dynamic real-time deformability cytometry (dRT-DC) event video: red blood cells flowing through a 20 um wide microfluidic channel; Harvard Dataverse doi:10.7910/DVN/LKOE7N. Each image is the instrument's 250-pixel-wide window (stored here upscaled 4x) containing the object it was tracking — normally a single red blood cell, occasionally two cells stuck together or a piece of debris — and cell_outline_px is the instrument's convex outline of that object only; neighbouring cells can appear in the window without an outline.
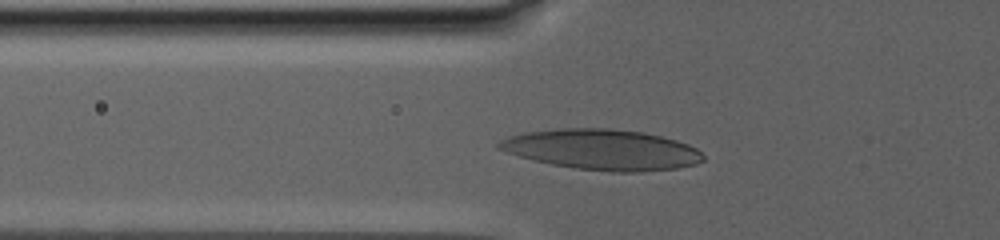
{"species": "human", "species_latin": "Homo sapiens", "temperature_condition": "warm", "stored_images_in_passage": 27, "camera_frame_rate_fps": 3000, "um_per_image_px": 0.085, "donor": {"sex": "male"}, "frame": {"image": 1, "passage_image": 2, "time_ms": 0.333, "image_size_px": [1000, 240], "cell_outline_px": [[704, 160], [696, 164], [676, 168], [640, 172], [612, 172], [576, 168], [552, 164], [532, 160], [496, 148], [496, 144], [500, 140], [508, 136], [524, 132], [556, 128], [608, 128], [644, 132], [676, 140], [688, 144], [696, 148], [704, 156]], "centroid_in_image_um": [51.16, 12.71], "position_along_channel_um": 74.6, "area_um2": 48.32}}
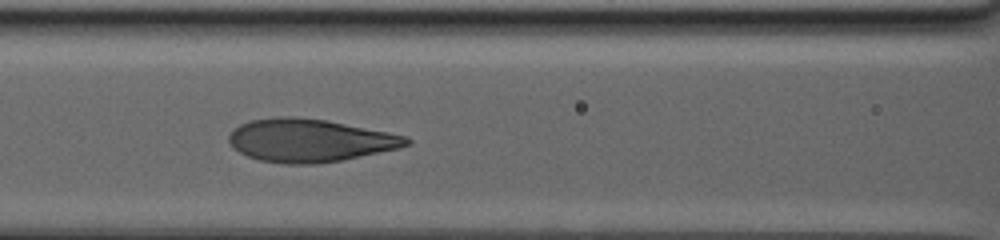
{"frame": {"image": 2, "passage_image": 17, "time_ms": 3.0, "image_size_px": [1000, 240], "cell_outline_px": [[412, 144], [400, 148], [344, 160], [316, 164], [284, 164], [260, 160], [248, 156], [240, 152], [228, 140], [228, 136], [240, 124], [248, 120], [276, 116], [292, 116], [328, 120], [408, 136], [412, 140]], "centroid_in_image_um": [26.38, 11.93], "position_along_channel_um": 140.2, "area_um2": 44.74}}
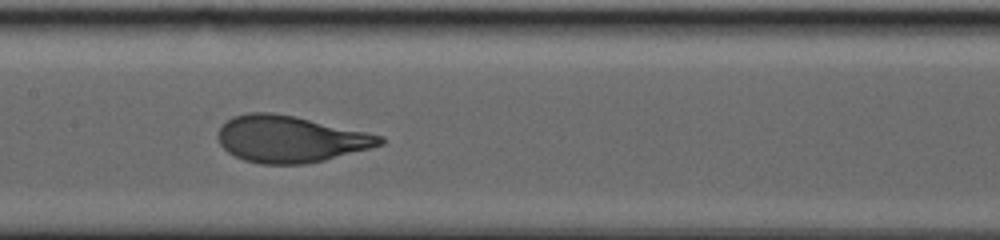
{"frame": {"image": 3, "passage_image": 26, "time_ms": 4.667, "image_size_px": [1000, 240], "cell_outline_px": [[384, 144], [324, 160], [304, 164], [260, 164], [244, 160], [228, 152], [220, 144], [216, 136], [216, 132], [232, 116], [248, 112], [272, 112], [292, 116], [384, 136]], "centroid_in_image_um": [24.62, 11.82], "position_along_channel_um": 182.8, "area_um2": 43.64}}